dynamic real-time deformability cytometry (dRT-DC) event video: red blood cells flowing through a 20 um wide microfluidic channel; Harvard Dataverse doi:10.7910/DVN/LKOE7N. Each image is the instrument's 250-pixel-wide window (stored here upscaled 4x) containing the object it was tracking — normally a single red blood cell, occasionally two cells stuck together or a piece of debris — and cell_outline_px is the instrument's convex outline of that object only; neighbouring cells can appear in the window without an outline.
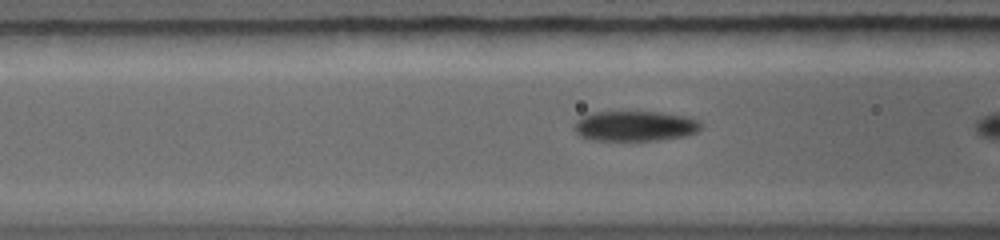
{"species": "common noctule bat (a hibernating species)", "species_latin": "Nyctalus noctula", "temperature_condition": "warm", "stored_images_in_passage": 7, "camera_frame_rate_fps": 5000, "um_per_image_px": 0.085, "animal": {"sex": "female", "body_mass_g": 19.0, "forearm_length_mm": 56.7}, "frame": {"image": 1, "passage_image": 5, "time_ms": 0.8, "image_size_px": [1000, 240], "cell_outline_px": [[700, 128], [692, 132], [672, 136], [640, 140], [612, 140], [588, 136], [580, 132], [576, 128], [576, 124], [584, 116], [592, 112], [656, 112], [684, 116], [696, 120], [700, 124]], "centroid_in_image_um": [53.98, 10.66], "position_along_channel_um": 112.6, "area_um2": 20.4}}